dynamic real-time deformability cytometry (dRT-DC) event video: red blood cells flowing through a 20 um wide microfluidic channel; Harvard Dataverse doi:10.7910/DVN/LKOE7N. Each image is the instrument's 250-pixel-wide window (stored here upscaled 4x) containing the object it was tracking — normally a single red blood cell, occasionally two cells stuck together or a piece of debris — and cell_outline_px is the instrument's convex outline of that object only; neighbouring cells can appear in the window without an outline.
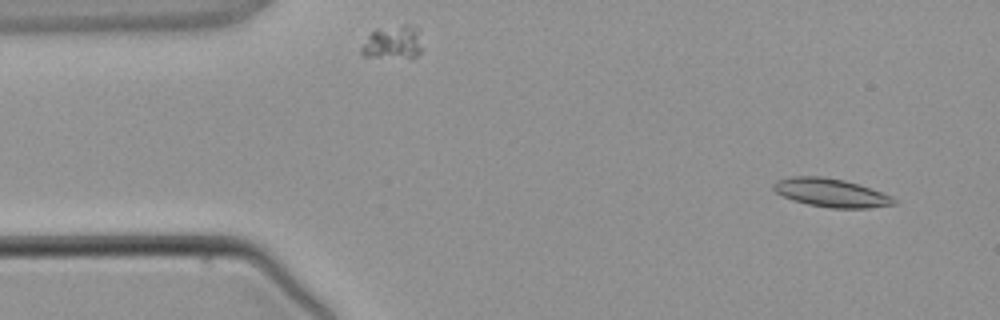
{"species": "common noctule bat (a hibernating species)", "species_latin": "Nyctalus noctula", "temperature_condition": "warm", "stored_images_in_passage": 2, "segment_of_instrument_passage": [2, 2], "camera_frame_rate_fps": 3000, "um_per_image_px": 0.085, "animal": {"sex": "male", "body_mass_g": 21.5, "forearm_length_mm": 52.0}, "frame": {"image": 1, "passage_image": 2, "time_ms": 2.0, "image_size_px": [1000, 320], "cell_outline_px": [[896, 204], [868, 208], [828, 208], [808, 204], [792, 200], [776, 192], [772, 188], [772, 184], [776, 180], [792, 176], [820, 176], [844, 180], [892, 196], [896, 200]], "centroid_in_image_um": [70.59, 16.39], "position_along_channel_um": 14.4, "area_um2": 19.83}}